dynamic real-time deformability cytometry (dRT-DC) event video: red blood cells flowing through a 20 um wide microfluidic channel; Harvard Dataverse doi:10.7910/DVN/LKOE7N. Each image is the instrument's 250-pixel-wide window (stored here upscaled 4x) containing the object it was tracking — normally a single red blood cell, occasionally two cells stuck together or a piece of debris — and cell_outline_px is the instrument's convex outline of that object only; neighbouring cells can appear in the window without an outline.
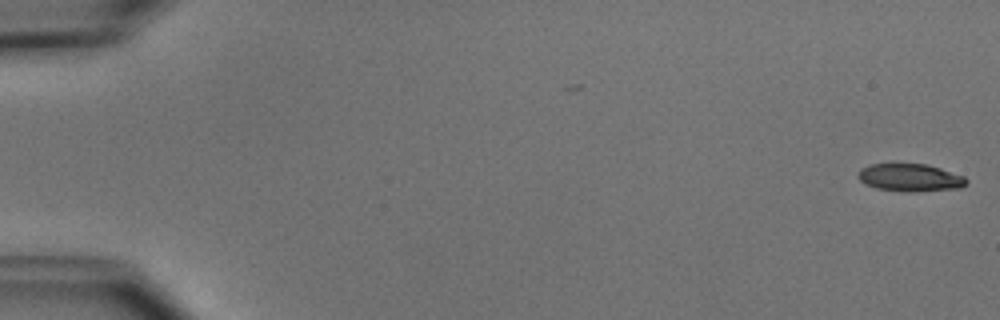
{"species": "common noctule bat (a hibernating species)", "species_latin": "Nyctalus noctula", "temperature_condition": "cold", "stored_images_in_passage": 6, "camera_frame_rate_fps": 3000, "um_per_image_px": 0.085, "animal": {"sex": "male", "body_mass_g": 15.6}, "frame": {"image": 1, "passage_image": 1, "time_ms": 0.0, "image_size_px": [1000, 320], "cell_outline_px": [[968, 184], [960, 188], [916, 192], [908, 192], [876, 188], [864, 184], [856, 176], [860, 168], [868, 164], [928, 164], [964, 176], [968, 180]], "centroid_in_image_um": [77.35, 15.1], "position_along_channel_um": 7.6, "area_um2": 17.69}}
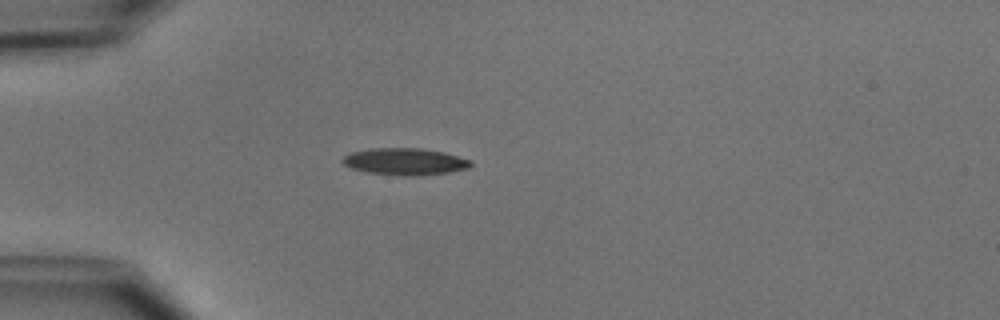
{"frame": {"image": 2, "passage_image": 5, "time_ms": 4.667, "image_size_px": [1000, 320], "cell_outline_px": [[472, 164], [468, 168], [448, 172], [416, 176], [408, 176], [368, 172], [352, 168], [344, 164], [340, 160], [344, 156], [352, 152], [368, 148], [420, 148], [444, 152], [472, 160]], "centroid_in_image_um": [34.42, 13.72], "position_along_channel_um": 50.6, "area_um2": 20.0}}